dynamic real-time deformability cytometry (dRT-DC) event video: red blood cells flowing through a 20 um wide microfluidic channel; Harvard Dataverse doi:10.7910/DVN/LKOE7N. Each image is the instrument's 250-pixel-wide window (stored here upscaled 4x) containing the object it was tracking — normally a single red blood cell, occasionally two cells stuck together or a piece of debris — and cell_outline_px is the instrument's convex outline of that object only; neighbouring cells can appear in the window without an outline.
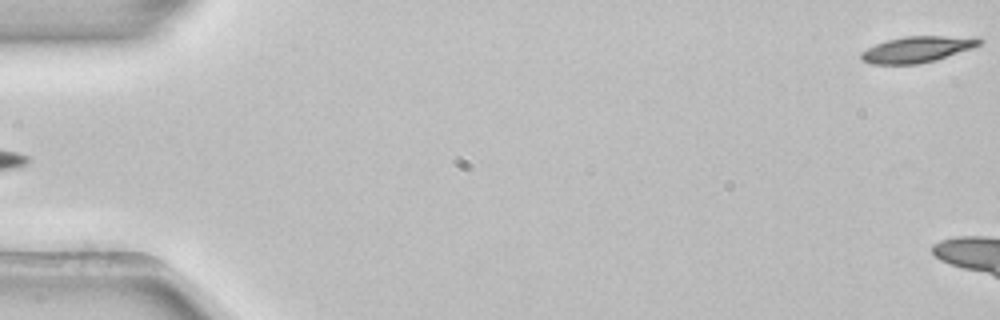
{"species": "common noctule bat (a hibernating species)", "species_latin": "Nyctalus noctula", "temperature_condition": "room temperature", "stored_images_in_passage": 5, "segment_of_instrument_passage": [2, 2], "camera_frame_rate_fps": 3000, "um_per_image_px": 0.085, "animal": {"sex": "female", "body_mass_g": 22.7, "forearm_length_mm": 54.2}, "frame": {"image": 1, "passage_image": 5, "time_ms": 1.333, "image_size_px": [1000, 320], "cell_outline_px": [[984, 40], [980, 44], [972, 48], [936, 60], [920, 64], [872, 64], [864, 60], [860, 56], [860, 52], [876, 44], [888, 40], [904, 36], [976, 36]], "centroid_in_image_um": [78.02, 4.18], "position_along_channel_um": 7.0, "area_um2": 18.03}}